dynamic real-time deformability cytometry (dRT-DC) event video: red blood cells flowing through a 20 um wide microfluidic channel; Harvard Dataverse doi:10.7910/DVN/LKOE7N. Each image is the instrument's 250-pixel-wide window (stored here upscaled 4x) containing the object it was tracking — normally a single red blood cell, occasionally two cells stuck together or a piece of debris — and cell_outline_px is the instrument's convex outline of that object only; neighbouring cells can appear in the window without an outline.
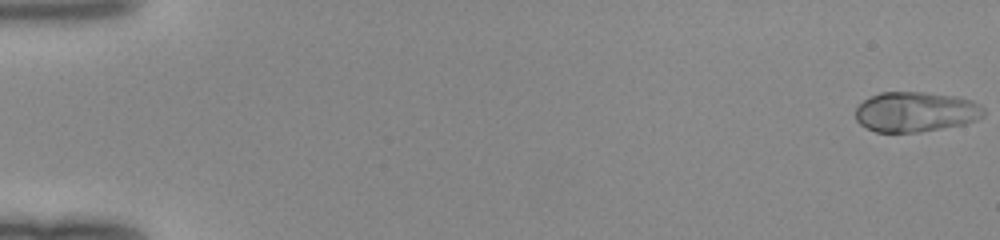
{"species": "human", "species_latin": "Homo sapiens", "temperature_condition": "room temperature", "stored_images_in_passage": 50, "camera_frame_rate_fps": 3000, "um_per_image_px": 0.085, "donor": {"sex": "female"}, "frame": {"image": 1, "passage_image": 1, "time_ms": 0.0, "image_size_px": [1000, 240], "cell_outline_px": [[984, 116], [976, 120], [964, 124], [920, 132], [876, 132], [860, 124], [856, 120], [856, 108], [864, 100], [880, 92], [924, 92], [956, 96], [972, 100], [980, 104], [984, 108]], "centroid_in_image_um": [77.86, 9.5], "position_along_channel_um": 7.1, "area_um2": 30.0}}
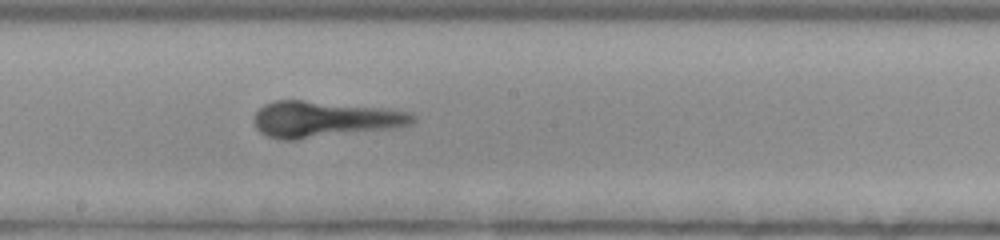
{"frame": {"image": 2, "passage_image": 29, "time_ms": 9.333, "image_size_px": [1000, 240], "cell_outline_px": [[416, 120], [412, 124], [396, 128], [296, 140], [280, 140], [268, 136], [260, 132], [256, 128], [252, 120], [256, 112], [264, 104], [272, 100], [300, 100], [384, 108], [412, 112], [416, 116]], "centroid_in_image_um": [27.58, 10.14], "position_along_channel_um": 220.6, "area_um2": 33.76}}
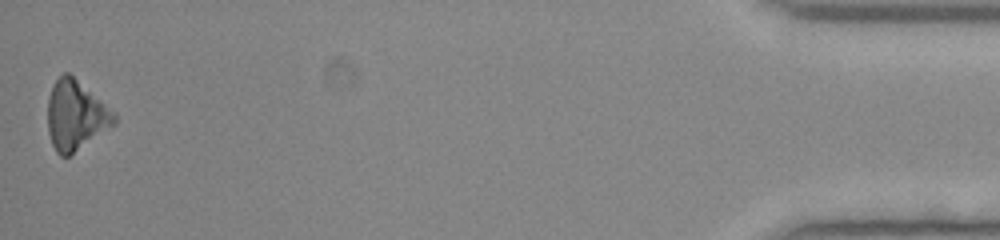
{"frame": {"image": 3, "passage_image": 50, "time_ms": 16.333, "image_size_px": [1000, 240], "cell_outline_px": [[116, 124], [68, 156], [60, 156], [56, 152], [52, 144], [48, 132], [48, 96], [52, 84], [64, 72], [68, 72], [116, 112]], "centroid_in_image_um": [6.43, 9.8], "position_along_channel_um": 428.8, "area_um2": 26.93}}